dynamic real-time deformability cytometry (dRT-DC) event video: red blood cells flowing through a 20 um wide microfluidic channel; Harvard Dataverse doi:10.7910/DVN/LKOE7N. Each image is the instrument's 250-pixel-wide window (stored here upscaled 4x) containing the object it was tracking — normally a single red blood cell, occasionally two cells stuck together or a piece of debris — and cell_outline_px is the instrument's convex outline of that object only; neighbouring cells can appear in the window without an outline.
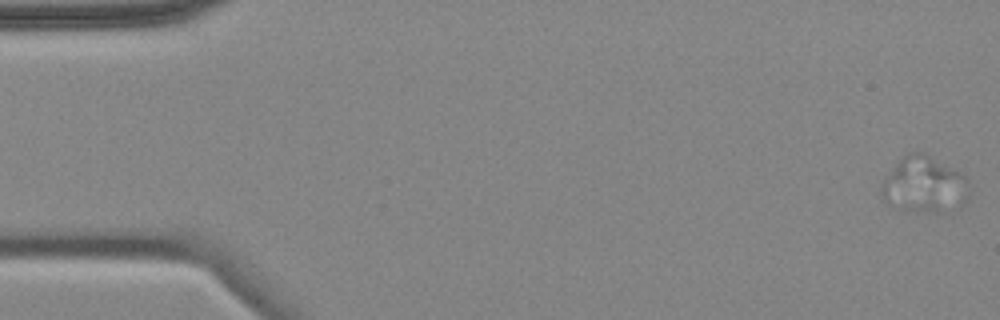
{"species": "common noctule bat (a hibernating species)", "species_latin": "Nyctalus noctula", "temperature_condition": "cold", "stored_images_in_passage": 4, "camera_frame_rate_fps": 3000, "um_per_image_px": 0.085, "animal": {"sex": "female", "body_mass_g": 18.4}, "frame": {"image": 1, "passage_image": 1, "time_ms": 0.0, "image_size_px": [1000, 320], "cell_outline_px": [[968, 184], [940, 212], [916, 212], [900, 208], [880, 200], [884, 180], [896, 164], [908, 152], [920, 152], [928, 156], [964, 176], [968, 180]], "centroid_in_image_um": [78.34, 15.66], "position_along_channel_um": 6.7, "area_um2": 26.07}}
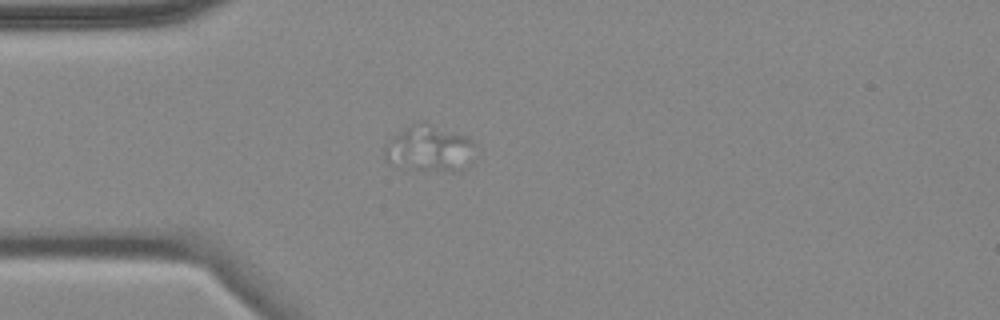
{"frame": {"image": 2, "passage_image": 4, "time_ms": 4.667, "image_size_px": [1000, 320], "cell_outline_px": [[476, 144], [472, 160], [468, 168], [460, 172], [452, 172], [416, 168], [388, 164], [384, 156], [384, 148], [396, 136], [412, 124], [424, 120], [468, 136]], "centroid_in_image_um": [36.61, 12.63], "position_along_channel_um": 48.4, "area_um2": 24.62}}